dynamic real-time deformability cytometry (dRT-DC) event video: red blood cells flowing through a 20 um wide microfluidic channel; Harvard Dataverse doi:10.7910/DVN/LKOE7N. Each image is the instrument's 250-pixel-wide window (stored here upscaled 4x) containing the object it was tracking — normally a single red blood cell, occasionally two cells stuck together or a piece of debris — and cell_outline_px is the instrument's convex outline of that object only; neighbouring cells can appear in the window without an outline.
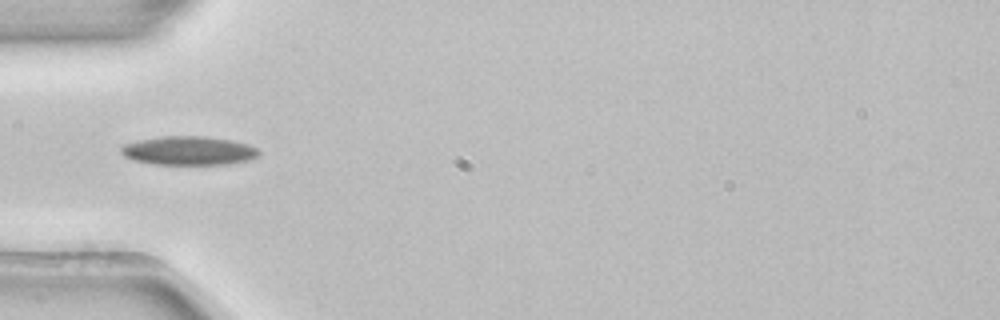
{"species": "common noctule bat (a hibernating species)", "species_latin": "Nyctalus noctula", "temperature_condition": "room temperature", "stored_images_in_passage": 5, "camera_frame_rate_fps": 3000, "um_per_image_px": 0.085, "animal": {"sex": "female", "body_mass_g": 22.7, "forearm_length_mm": 54.2}, "frame": {"image": 1, "passage_image": 5, "time_ms": 1.333, "image_size_px": [1000, 320], "cell_outline_px": [[260, 156], [248, 160], [228, 164], [152, 164], [132, 160], [124, 156], [120, 152], [120, 148], [124, 144], [140, 140], [164, 136], [204, 136], [232, 140], [248, 144], [256, 148], [260, 152]], "centroid_in_image_um": [16.04, 12.81], "position_along_channel_um": 69.0, "area_um2": 23.18}}